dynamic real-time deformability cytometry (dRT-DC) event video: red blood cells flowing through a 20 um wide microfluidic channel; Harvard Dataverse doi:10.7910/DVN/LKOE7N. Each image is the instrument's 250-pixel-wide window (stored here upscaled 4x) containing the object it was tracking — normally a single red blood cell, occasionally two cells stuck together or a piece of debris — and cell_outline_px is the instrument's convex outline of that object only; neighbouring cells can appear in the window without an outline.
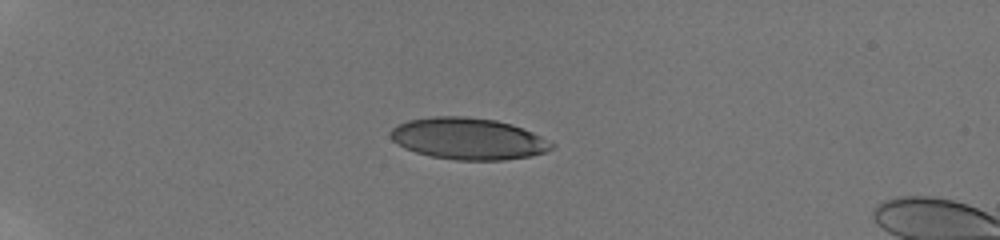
{"species": "human", "species_latin": "Homo sapiens", "temperature_condition": "room temperature", "stored_images_in_passage": 8, "camera_frame_rate_fps": 3000, "um_per_image_px": 0.085, "donor": {"sex": "male"}, "frame": {"image": 1, "passage_image": 1, "time_ms": 0.0, "image_size_px": [1000, 240], "cell_outline_px": [[556, 144], [552, 148], [544, 152], [528, 156], [504, 160], [456, 160], [432, 156], [416, 152], [404, 148], [396, 144], [392, 140], [392, 128], [408, 120], [432, 116], [464, 116], [496, 120], [512, 124], [532, 132]], "centroid_in_image_um": [39.8, 11.78], "position_along_channel_um": 45.2, "area_um2": 38.9}}
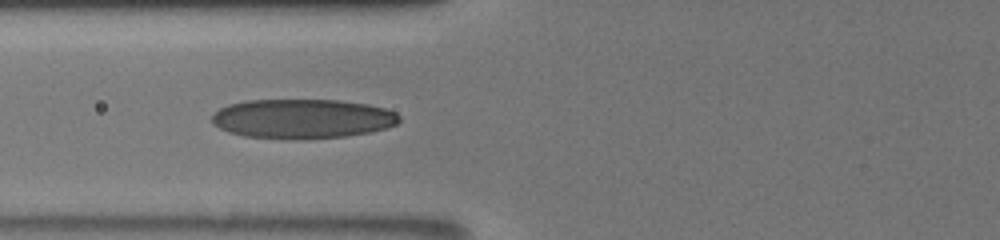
{"frame": {"image": 2, "passage_image": 6, "time_ms": 3.0, "image_size_px": [1000, 240], "cell_outline_px": [[400, 120], [396, 124], [372, 132], [344, 136], [296, 140], [244, 136], [228, 132], [212, 124], [212, 116], [220, 108], [228, 104], [244, 100], [340, 100], [368, 104], [384, 108], [396, 112], [400, 116]], "centroid_in_image_um": [25.69, 10.09], "position_along_channel_um": 100.1, "area_um2": 43.35}}
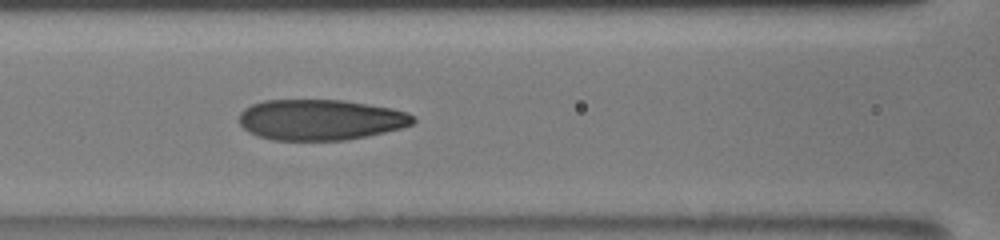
{"frame": {"image": 3, "passage_image": 8, "time_ms": 4.0, "image_size_px": [1000, 240], "cell_outline_px": [[416, 120], [412, 124], [400, 128], [384, 132], [344, 140], [272, 140], [256, 136], [248, 132], [240, 124], [240, 112], [244, 108], [252, 104], [264, 100], [344, 100], [392, 108], [408, 112]], "centroid_in_image_um": [27.21, 10.17], "position_along_channel_um": 139.4, "area_um2": 41.27}}